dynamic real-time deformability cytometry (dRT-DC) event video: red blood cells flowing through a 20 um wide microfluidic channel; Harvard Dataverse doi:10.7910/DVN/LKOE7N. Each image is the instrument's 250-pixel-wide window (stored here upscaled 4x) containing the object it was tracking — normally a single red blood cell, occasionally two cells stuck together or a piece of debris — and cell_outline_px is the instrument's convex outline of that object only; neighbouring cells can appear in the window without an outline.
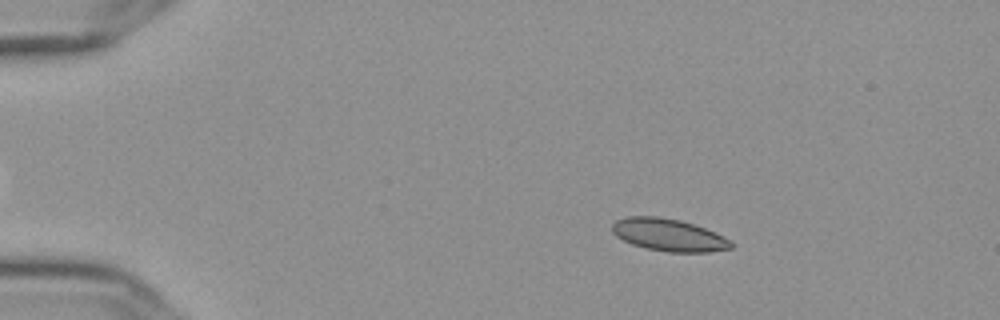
{"species": "Egyptian fruit bat (a non-hibernating species)", "species_latin": "Rousettus aegyptiacus", "temperature_condition": "cold", "stored_images_in_passage": 51, "camera_frame_rate_fps": 3000, "um_per_image_px": 0.085, "frame": {"image": 1, "passage_image": 4, "time_ms": 1.0, "image_size_px": [1000, 320], "cell_outline_px": [[732, 248], [712, 252], [668, 252], [644, 248], [632, 244], [616, 236], [612, 232], [612, 224], [616, 220], [628, 216], [656, 216], [680, 220], [716, 232], [732, 240]], "centroid_in_image_um": [56.85, 19.97], "position_along_channel_um": 28.2, "area_um2": 22.54}}
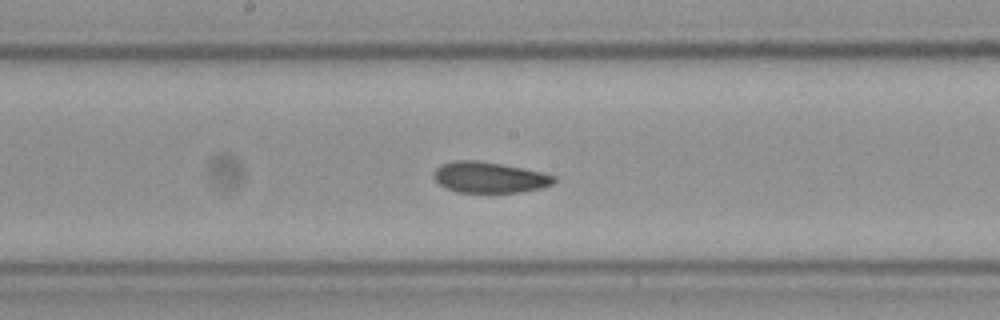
{"frame": {"image": 2, "passage_image": 25, "time_ms": 8.0, "image_size_px": [1000, 320], "cell_outline_px": [[556, 180], [552, 184], [540, 188], [520, 192], [456, 192], [444, 188], [432, 176], [436, 168], [440, 164], [456, 160], [472, 160], [500, 164], [540, 172], [556, 176]], "centroid_in_image_um": [41.55, 15.08], "position_along_channel_um": 206.7, "area_um2": 21.44}}
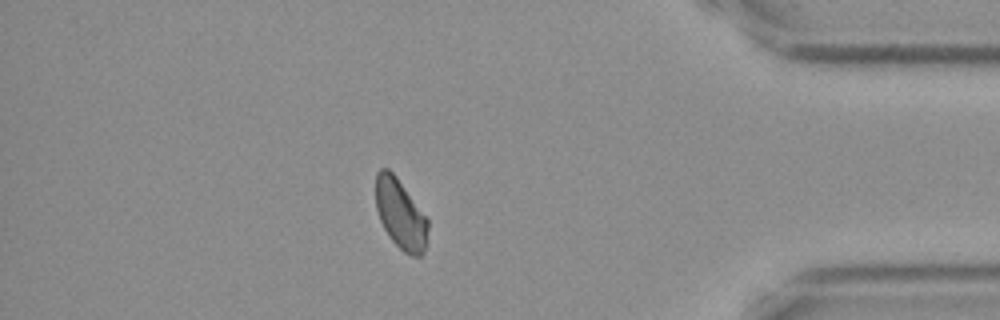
{"frame": {"image": 3, "passage_image": 44, "time_ms": 14.333, "image_size_px": [1000, 320], "cell_outline_px": [[428, 228], [424, 252], [420, 256], [412, 256], [404, 252], [392, 240], [384, 228], [380, 220], [376, 208], [376, 172], [380, 168], [388, 168], [396, 176], [428, 220]], "centroid_in_image_um": [34.03, 18.19], "position_along_channel_um": 401.2, "area_um2": 20.92}, "authors_computed_cell_mechanics": {"area_um2": 22.0796, "velocity_mm_per_s": 3.5869, "shape_relaxation_time_tau1_ms": null, "shape_relaxation_time_tau2_ms": 4.2092, "deformation_change_tau1": null, "deformation_change_tau2": 0.0657}}